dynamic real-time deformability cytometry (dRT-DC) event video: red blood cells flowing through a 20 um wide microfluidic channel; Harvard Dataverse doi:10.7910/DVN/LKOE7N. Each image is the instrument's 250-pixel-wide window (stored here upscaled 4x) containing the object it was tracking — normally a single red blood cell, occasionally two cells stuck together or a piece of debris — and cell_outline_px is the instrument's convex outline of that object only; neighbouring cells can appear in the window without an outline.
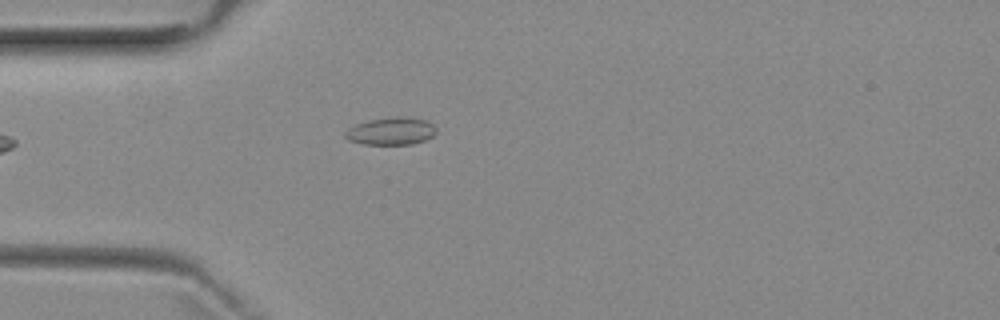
{"species": "common noctule bat (a hibernating species)", "species_latin": "Nyctalus noctula", "temperature_condition": "room temperature", "stored_images_in_passage": 1, "camera_frame_rate_fps": 3000, "um_per_image_px": 0.085, "animal": {"sex": "female", "body_mass_g": 29.2, "forearm_length_mm": 56.3}, "frame": {"image": 1, "passage_image": 1, "time_ms": 0.0, "image_size_px": [1000, 320], "cell_outline_px": [[436, 132], [432, 136], [424, 140], [412, 144], [364, 144], [348, 140], [344, 136], [344, 132], [348, 128], [356, 124], [372, 120], [396, 116], [424, 120], [432, 124], [436, 128]], "centroid_in_image_um": [33.21, 11.16], "position_along_channel_um": 51.8, "area_um2": 14.33}}